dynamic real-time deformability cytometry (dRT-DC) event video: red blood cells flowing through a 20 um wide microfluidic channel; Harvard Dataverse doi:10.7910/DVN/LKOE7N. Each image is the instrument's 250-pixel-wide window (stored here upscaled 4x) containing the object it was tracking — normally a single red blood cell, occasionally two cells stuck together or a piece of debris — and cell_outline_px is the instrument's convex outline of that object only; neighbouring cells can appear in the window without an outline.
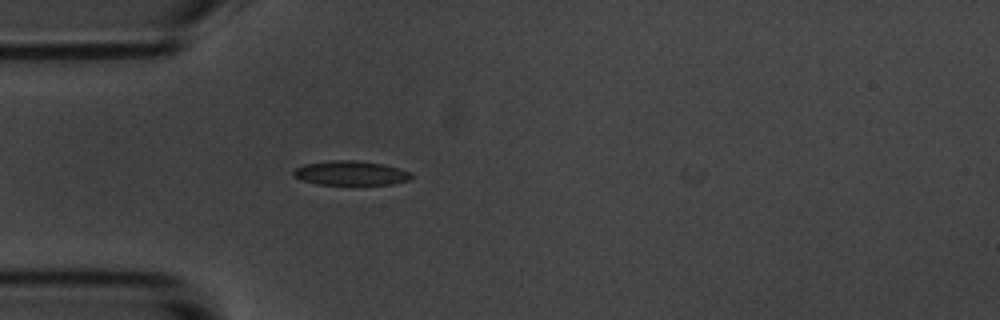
{"species": "common noctule bat (a hibernating species)", "species_latin": "Nyctalus noctula", "temperature_condition": "room temperature", "stored_images_in_passage": 2, "camera_frame_rate_fps": 3000, "um_per_image_px": 0.085, "animal": {"sex": "male", "body_mass_g": 20.1, "forearm_length_mm": 53.5}, "frame": {"image": 1, "passage_image": 1, "time_ms": 0.0, "image_size_px": [1000, 320], "cell_outline_px": [[412, 180], [392, 184], [316, 184], [292, 176], [292, 172], [296, 168], [304, 164], [332, 160], [356, 160], [384, 164], [412, 172]], "centroid_in_image_um": [29.84, 14.7], "position_along_channel_um": 55.2, "area_um2": 16.76}}